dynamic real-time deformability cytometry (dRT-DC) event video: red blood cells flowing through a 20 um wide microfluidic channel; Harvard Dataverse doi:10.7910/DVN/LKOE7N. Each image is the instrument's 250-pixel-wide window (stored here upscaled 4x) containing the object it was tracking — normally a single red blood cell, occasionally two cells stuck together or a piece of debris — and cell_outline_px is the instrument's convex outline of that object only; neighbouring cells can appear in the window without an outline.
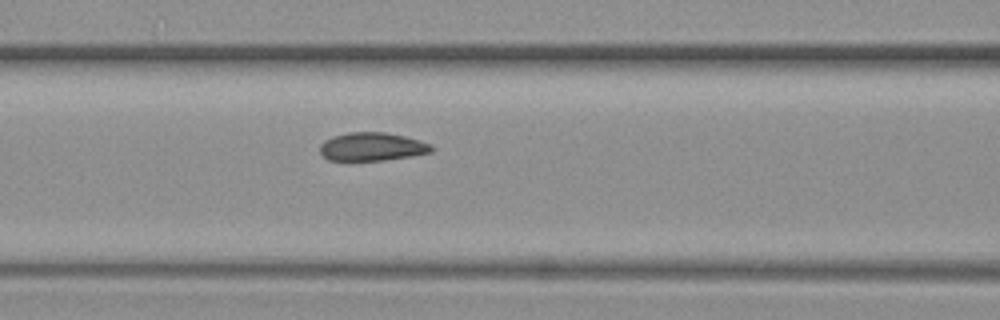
{"species": "common noctule bat (a hibernating species)", "species_latin": "Nyctalus noctula", "temperature_condition": "warm", "stored_images_in_passage": 8, "camera_frame_rate_fps": 3000, "um_per_image_px": 0.085, "animal": {"sex": "female", "body_mass_g": 19.3, "forearm_length_mm": 54.1}, "frame": {"image": 1, "passage_image": 8, "time_ms": 2.333, "image_size_px": [1000, 320], "cell_outline_px": [[436, 148], [432, 152], [412, 156], [384, 160], [328, 160], [320, 152], [320, 144], [324, 140], [332, 136], [348, 132], [384, 132], [404, 136], [420, 140], [432, 144]], "centroid_in_image_um": [31.65, 12.46], "position_along_channel_um": 134.9, "area_um2": 18.55}}